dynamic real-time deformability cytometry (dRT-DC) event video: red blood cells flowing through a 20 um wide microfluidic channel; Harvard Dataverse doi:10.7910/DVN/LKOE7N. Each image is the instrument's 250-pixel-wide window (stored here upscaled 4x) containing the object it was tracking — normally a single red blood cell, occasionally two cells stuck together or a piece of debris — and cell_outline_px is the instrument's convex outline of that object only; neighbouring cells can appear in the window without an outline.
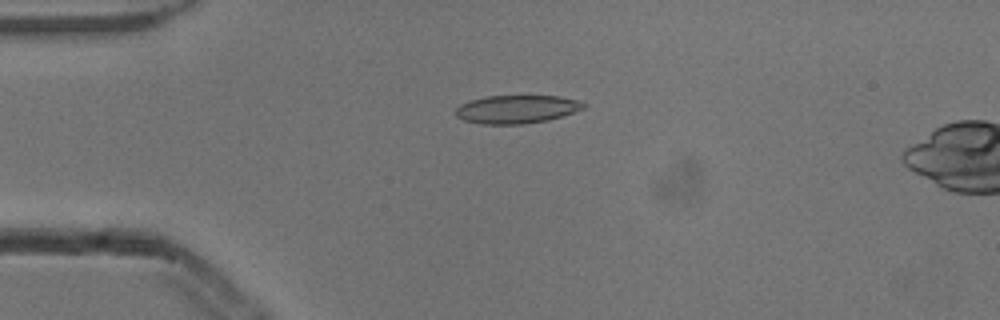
{"species": "common noctule bat (a hibernating species)", "species_latin": "Nyctalus noctula", "temperature_condition": "cold", "stored_images_in_passage": 6, "camera_frame_rate_fps": 3000, "um_per_image_px": 0.085, "animal": {"sex": "male", "body_mass_g": 13.3}, "frame": {"image": 1, "passage_image": 4, "time_ms": 1.0, "image_size_px": [1000, 320], "cell_outline_px": [[588, 104], [584, 108], [548, 120], [524, 124], [484, 124], [464, 120], [456, 116], [456, 108], [460, 104], [472, 100], [488, 96], [560, 96], [576, 100]], "centroid_in_image_um": [43.92, 9.28], "position_along_channel_um": 41.1, "area_um2": 20.81}}